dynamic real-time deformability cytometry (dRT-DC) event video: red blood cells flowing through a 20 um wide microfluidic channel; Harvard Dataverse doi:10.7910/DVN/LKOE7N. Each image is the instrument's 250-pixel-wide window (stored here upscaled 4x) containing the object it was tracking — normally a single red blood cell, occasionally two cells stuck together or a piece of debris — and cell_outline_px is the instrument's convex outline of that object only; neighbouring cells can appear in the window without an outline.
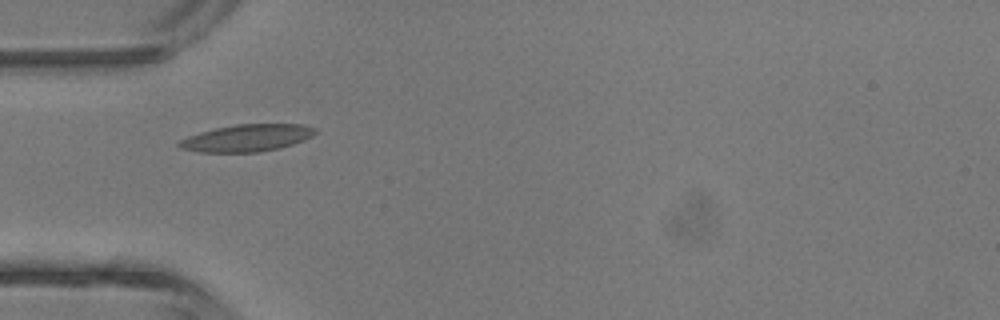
{"species": "common noctule bat (a hibernating species)", "species_latin": "Nyctalus noctula", "temperature_condition": "room temperature", "stored_images_in_passage": 3, "camera_frame_rate_fps": 3000, "um_per_image_px": 0.085, "animal": {"sex": "male", "body_mass_g": 13.3}, "frame": {"image": 1, "passage_image": 3, "time_ms": 2.333, "image_size_px": [1000, 320], "cell_outline_px": [[316, 132], [312, 136], [304, 140], [280, 148], [260, 152], [200, 152], [180, 148], [176, 144], [180, 140], [188, 136], [200, 132], [216, 128], [236, 124], [300, 124], [316, 128]], "centroid_in_image_um": [20.98, 11.73], "position_along_channel_um": 64.0, "area_um2": 21.44}}